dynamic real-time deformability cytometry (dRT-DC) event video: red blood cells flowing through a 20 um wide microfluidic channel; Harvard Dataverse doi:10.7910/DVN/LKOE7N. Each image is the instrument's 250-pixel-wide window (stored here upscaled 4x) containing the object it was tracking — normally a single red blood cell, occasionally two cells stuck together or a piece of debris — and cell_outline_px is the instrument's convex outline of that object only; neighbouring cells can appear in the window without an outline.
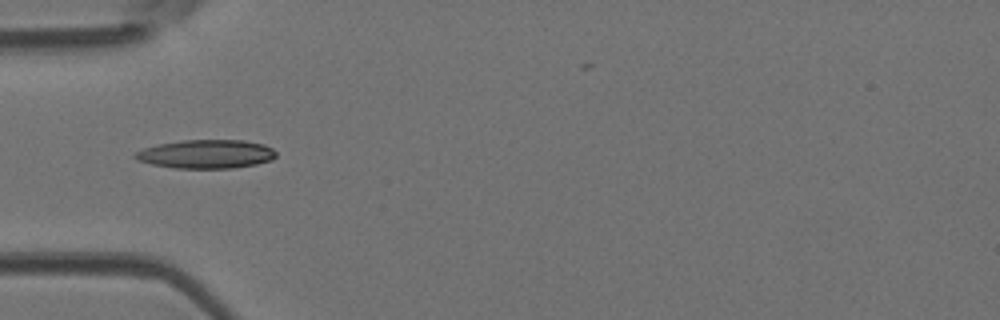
{"species": "Egyptian fruit bat (a non-hibernating species)", "species_latin": "Rousettus aegyptiacus", "temperature_condition": "room temperature", "stored_images_in_passage": 4, "camera_frame_rate_fps": 3000, "um_per_image_px": 0.085, "animal": {"sex": "female"}, "frame": {"image": 1, "passage_image": 4, "time_ms": 1.0, "image_size_px": [1000, 320], "cell_outline_px": [[276, 156], [272, 160], [256, 164], [232, 168], [172, 168], [152, 164], [136, 160], [132, 156], [136, 152], [144, 148], [160, 144], [184, 140], [244, 140], [264, 144], [272, 148], [276, 152]], "centroid_in_image_um": [17.54, 13.1], "position_along_channel_um": 67.5, "area_um2": 23.58}}